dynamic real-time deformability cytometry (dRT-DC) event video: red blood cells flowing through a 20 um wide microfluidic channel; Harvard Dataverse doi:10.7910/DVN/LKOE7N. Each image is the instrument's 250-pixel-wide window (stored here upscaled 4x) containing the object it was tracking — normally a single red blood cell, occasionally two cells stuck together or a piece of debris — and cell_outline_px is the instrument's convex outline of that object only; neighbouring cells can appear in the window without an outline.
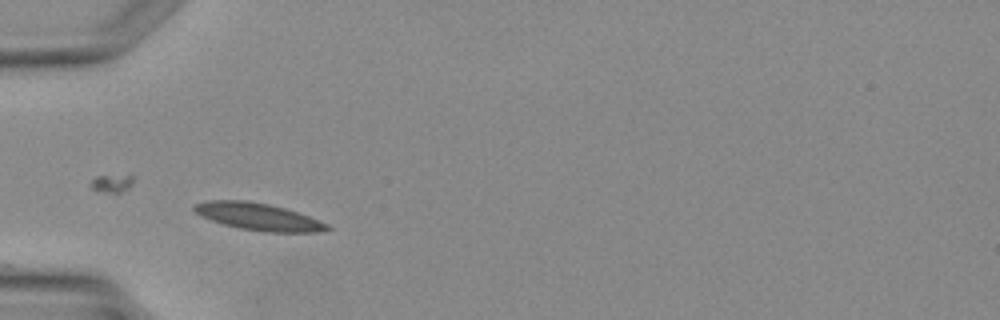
{"species": "Egyptian fruit bat (a non-hibernating species)", "species_latin": "Rousettus aegyptiacus", "temperature_condition": "warm", "stored_images_in_passage": 2, "camera_frame_rate_fps": 3000, "um_per_image_px": 0.085, "animal": {"sex": "female"}, "frame": {"image": 1, "passage_image": 2, "time_ms": 1.0, "image_size_px": [1000, 320], "cell_outline_px": [[332, 228], [316, 232], [264, 232], [240, 228], [224, 224], [200, 216], [192, 208], [196, 204], [208, 200], [248, 200], [268, 204], [284, 208], [308, 216], [328, 224]], "centroid_in_image_um": [21.94, 18.41], "position_along_channel_um": 63.1, "area_um2": 20.81}}